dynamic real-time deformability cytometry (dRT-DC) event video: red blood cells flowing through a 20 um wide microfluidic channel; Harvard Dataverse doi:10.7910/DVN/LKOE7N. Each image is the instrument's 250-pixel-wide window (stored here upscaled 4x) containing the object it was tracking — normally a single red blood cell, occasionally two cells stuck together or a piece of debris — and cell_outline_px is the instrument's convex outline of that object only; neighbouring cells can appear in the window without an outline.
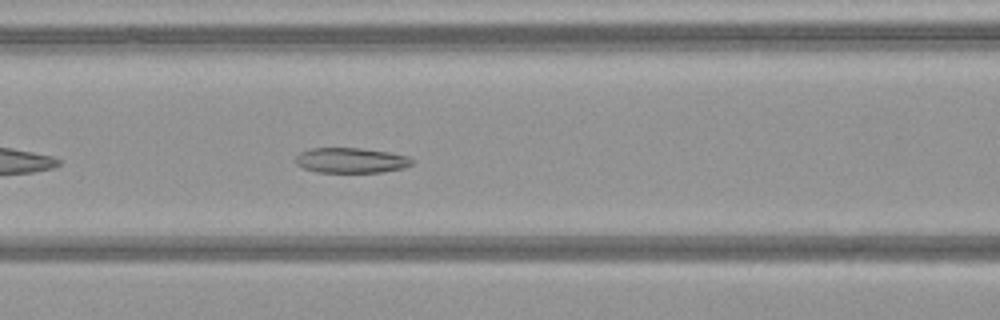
{"species": "common noctule bat (a hibernating species)", "species_latin": "Nyctalus noctula", "temperature_condition": "warm", "stored_images_in_passage": 37, "camera_frame_rate_fps": 3000, "um_per_image_px": 0.085, "animal": {"sex": "female", "body_mass_g": 21.9}, "frame": {"image": 1, "passage_image": 8, "time_ms": 2.333, "image_size_px": [1000, 320], "cell_outline_px": [[416, 160], [412, 164], [404, 168], [380, 172], [316, 172], [304, 168], [296, 164], [296, 156], [300, 152], [308, 148], [360, 148], [392, 152], [408, 156]], "centroid_in_image_um": [29.87, 13.62], "position_along_channel_um": 136.7, "area_um2": 17.28}}
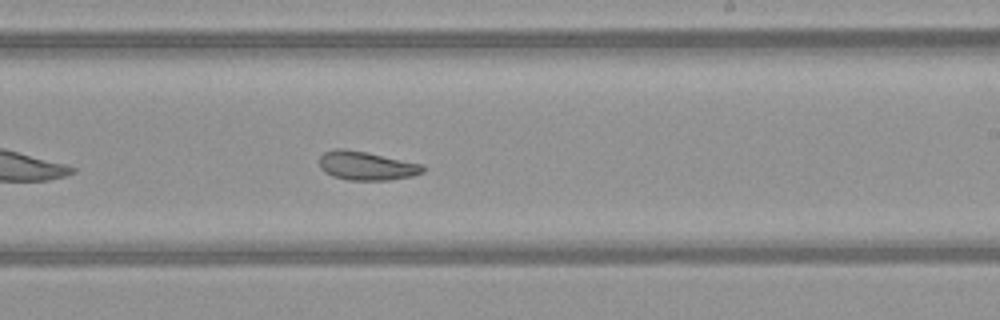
{"frame": {"image": 2, "passage_image": 17, "time_ms": 5.333, "image_size_px": [1000, 320], "cell_outline_px": [[424, 172], [412, 176], [388, 180], [348, 180], [332, 176], [324, 172], [320, 168], [320, 156], [324, 152], [336, 148], [344, 148], [368, 152], [424, 164]], "centroid_in_image_um": [31.15, 14.08], "position_along_channel_um": 257.8, "area_um2": 17.57}}
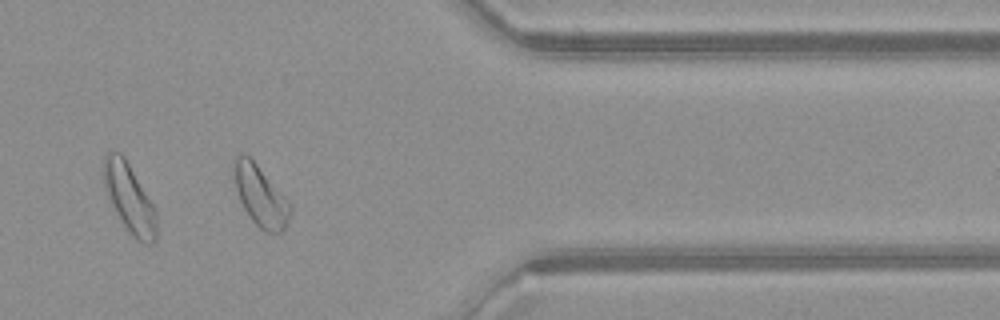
{"frame": {"image": 3, "passage_image": 28, "time_ms": 9.0, "image_size_px": [1000, 320], "cell_outline_px": [[292, 212], [284, 228], [280, 232], [264, 232], [252, 220], [244, 208], [240, 200], [236, 188], [232, 168], [232, 160], [240, 152], [244, 152], [256, 164], [292, 204]], "centroid_in_image_um": [22.12, 16.62], "position_along_channel_um": 389.3, "area_um2": 19.83}, "authors_computed_cell_mechanics": {"area_um2": 18.207, "velocity_mm_per_s": 4.0455, "shape_relaxation_time_tau1_ms": 7.2949, "shape_relaxation_time_tau2_ms": 2.2921, "deformation_change_tau1": 0.1467, "deformation_change_tau2": 0.0868}}